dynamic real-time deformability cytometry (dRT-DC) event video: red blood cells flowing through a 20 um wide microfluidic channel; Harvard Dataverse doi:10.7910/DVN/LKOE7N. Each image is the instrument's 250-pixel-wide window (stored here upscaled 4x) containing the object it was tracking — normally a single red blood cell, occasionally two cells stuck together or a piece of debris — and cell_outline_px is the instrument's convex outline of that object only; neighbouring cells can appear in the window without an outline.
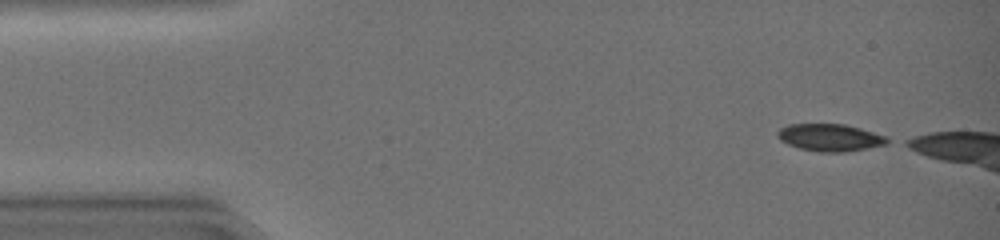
{"species": "common noctule bat (a hibernating species)", "species_latin": "Nyctalus noctula", "temperature_condition": "warm", "stored_images_in_passage": 37, "camera_frame_rate_fps": 3000, "um_per_image_px": 0.085, "animal": {"sex": "female", "body_mass_g": 19.0, "forearm_length_mm": 51.5}, "frame": {"image": 1, "passage_image": 1, "time_ms": 0.0, "image_size_px": [1000, 240], "cell_outline_px": [[892, 140], [884, 144], [864, 148], [840, 152], [820, 152], [800, 148], [788, 144], [780, 140], [776, 132], [780, 128], [788, 124], [844, 124], [860, 128], [884, 136]], "centroid_in_image_um": [70.5, 11.68], "position_along_channel_um": 14.5, "area_um2": 17.11}}
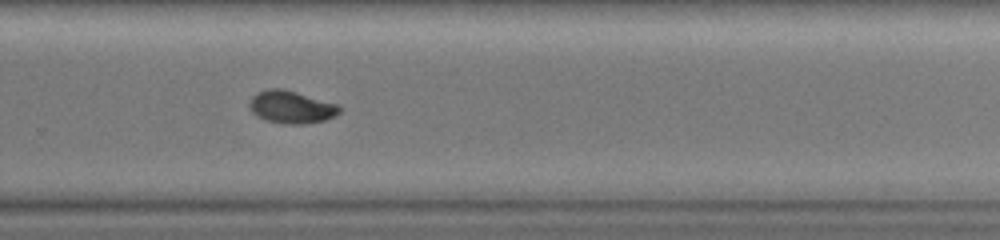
{"frame": {"image": 2, "passage_image": 28, "time_ms": 9.0, "image_size_px": [1000, 240], "cell_outline_px": [[340, 112], [336, 116], [324, 120], [304, 124], [284, 124], [264, 120], [256, 116], [252, 112], [248, 104], [252, 96], [256, 92], [268, 88], [280, 88], [296, 92], [340, 104]], "centroid_in_image_um": [24.75, 9.1], "position_along_channel_um": 305.1, "area_um2": 17.34}}
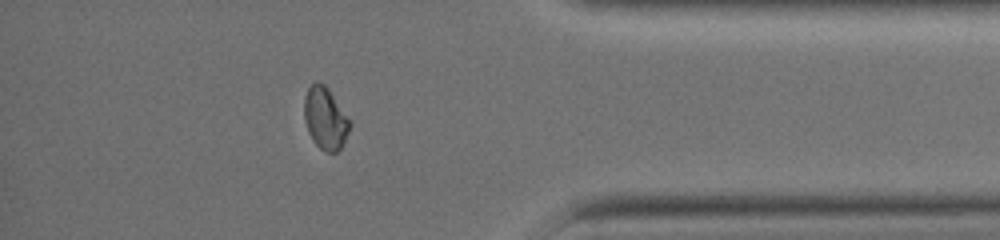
{"frame": {"image": 3, "passage_image": 36, "time_ms": 11.667, "image_size_px": [1000, 240], "cell_outline_px": [[352, 124], [340, 148], [336, 152], [324, 152], [312, 140], [308, 132], [304, 120], [304, 96], [308, 88], [316, 80], [324, 84], [328, 88]], "centroid_in_image_um": [27.62, 10.05], "position_along_channel_um": 407.6, "area_um2": 16.42}}